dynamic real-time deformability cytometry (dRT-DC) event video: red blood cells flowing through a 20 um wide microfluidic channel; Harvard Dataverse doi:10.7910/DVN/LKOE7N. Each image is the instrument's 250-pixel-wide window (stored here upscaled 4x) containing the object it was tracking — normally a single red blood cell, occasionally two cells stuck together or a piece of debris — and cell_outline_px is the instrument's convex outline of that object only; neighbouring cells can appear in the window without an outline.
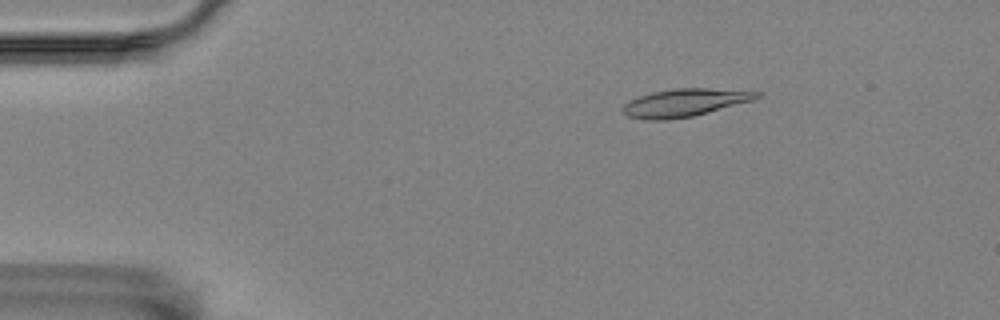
{"species": "Egyptian fruit bat (a non-hibernating species)", "species_latin": "Rousettus aegyptiacus", "temperature_condition": "room temperature", "stored_images_in_passage": 56, "camera_frame_rate_fps": 3000, "um_per_image_px": 0.085, "animal": {"sex": "female"}, "frame": {"image": 1, "passage_image": 9, "time_ms": 2.667, "image_size_px": [1000, 320], "cell_outline_px": [[764, 92], [760, 96], [752, 100], [692, 116], [664, 120], [644, 120], [628, 116], [624, 112], [624, 104], [628, 100], [652, 92], [676, 88], [708, 88]], "centroid_in_image_um": [58.18, 8.72], "position_along_channel_um": 26.8, "area_um2": 21.39}}
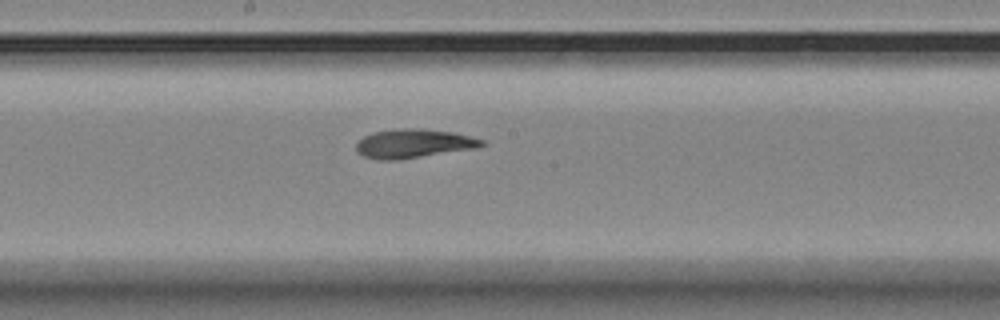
{"frame": {"image": 2, "passage_image": 30, "time_ms": 9.667, "image_size_px": [1000, 320], "cell_outline_px": [[484, 144], [476, 148], [400, 160], [376, 160], [364, 156], [356, 152], [356, 140], [372, 132], [400, 128], [420, 128], [452, 132], [484, 140]], "centroid_in_image_um": [35.08, 12.21], "position_along_channel_um": 213.1, "area_um2": 21.33}}
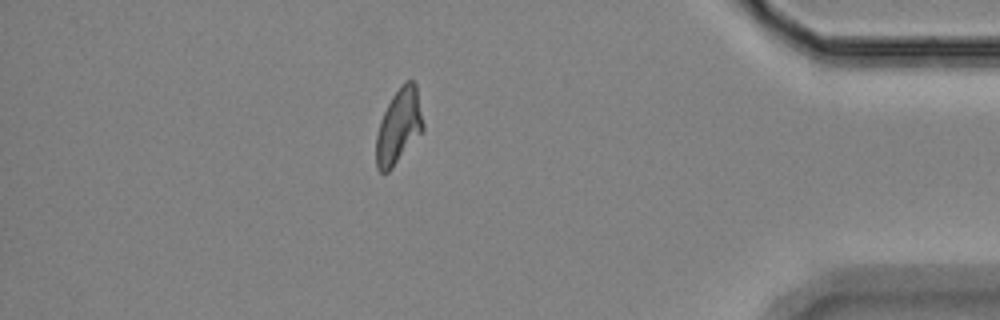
{"frame": {"image": 3, "passage_image": 49, "time_ms": 16.0, "image_size_px": [1000, 320], "cell_outline_px": [[424, 128], [392, 168], [388, 172], [380, 172], [376, 168], [376, 136], [380, 120], [392, 96], [404, 80], [412, 80], [416, 84], [424, 124]], "centroid_in_image_um": [33.88, 10.72], "position_along_channel_um": 401.3, "area_um2": 20.29}, "authors_computed_cell_mechanics": {"area_um2": 20.808, "velocity_mm_per_s": 3.5534, "shape_relaxation_time_tau1_ms": null, "shape_relaxation_time_tau2_ms": 4.3258, "deformation_change_tau1": null, "deformation_change_tau2": 0.1099}}